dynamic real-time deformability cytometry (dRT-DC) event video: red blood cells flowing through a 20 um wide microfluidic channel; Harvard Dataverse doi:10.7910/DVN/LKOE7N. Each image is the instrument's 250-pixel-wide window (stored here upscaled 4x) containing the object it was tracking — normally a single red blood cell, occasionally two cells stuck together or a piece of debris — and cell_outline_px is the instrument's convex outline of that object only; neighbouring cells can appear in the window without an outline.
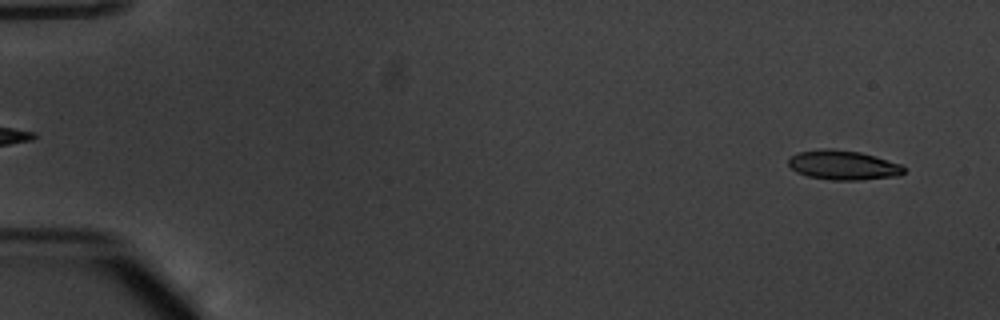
{"species": "common noctule bat (a hibernating species)", "species_latin": "Nyctalus noctula", "temperature_condition": "warm", "stored_images_in_passage": 53, "camera_frame_rate_fps": 3000, "um_per_image_px": 0.085, "animal": {"sex": "male", "body_mass_g": 20.1, "forearm_length_mm": 53.5}, "frame": {"image": 1, "passage_image": 3, "time_ms": 0.667, "image_size_px": [1000, 320], "cell_outline_px": [[904, 172], [900, 176], [860, 180], [832, 180], [808, 176], [796, 172], [788, 164], [788, 160], [792, 156], [800, 152], [820, 148], [832, 148], [860, 152], [876, 156], [900, 164], [904, 168]], "centroid_in_image_um": [71.68, 14.03], "position_along_channel_um": 13.3, "area_um2": 19.88}}
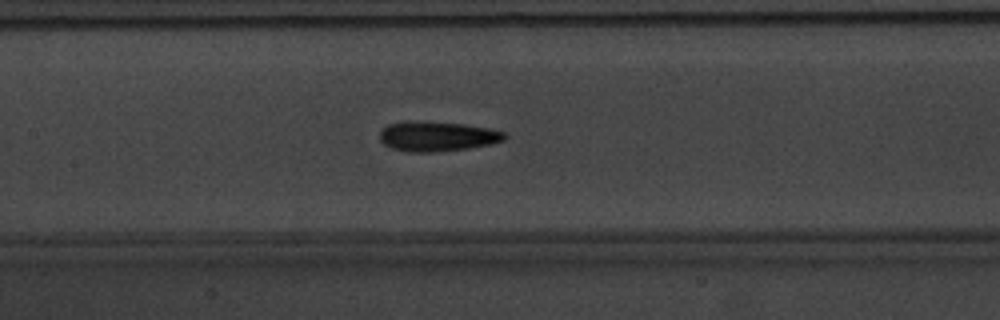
{"frame": {"image": 2, "passage_image": 26, "time_ms": 8.333, "image_size_px": [1000, 320], "cell_outline_px": [[508, 136], [504, 140], [492, 144], [468, 148], [432, 152], [408, 152], [392, 148], [384, 144], [380, 140], [380, 128], [388, 124], [404, 120], [408, 120], [464, 124], [488, 128], [504, 132]], "centroid_in_image_um": [37.13, 11.58], "position_along_channel_um": 170.3, "area_um2": 21.91}}
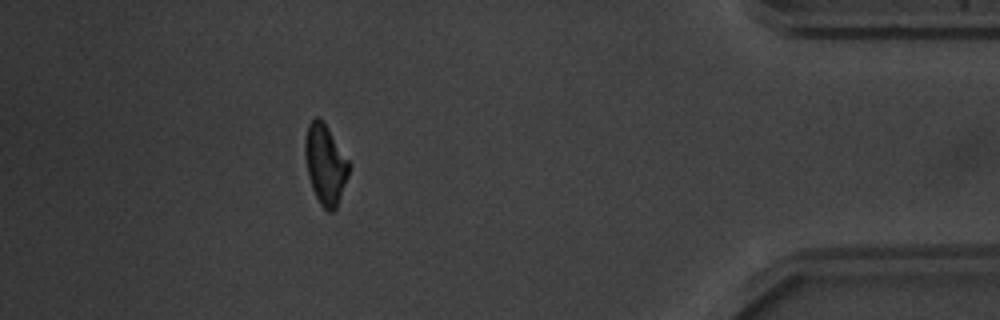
{"frame": {"image": 3, "passage_image": 48, "time_ms": 15.667, "image_size_px": [1000, 320], "cell_outline_px": [[352, 164], [348, 176], [336, 208], [332, 212], [328, 212], [320, 204], [312, 188], [308, 176], [304, 152], [304, 140], [308, 124], [316, 116], [320, 116]], "centroid_in_image_um": [27.66, 13.94], "position_along_channel_um": 407.5, "area_um2": 20.63}, "authors_computed_cell_mechanics": {"area_um2": 20.519, "velocity_mm_per_s": 3.8247, "shape_relaxation_time_tau1_ms": 2.8163, "shape_relaxation_time_tau2_ms": 3.0461, "deformation_change_tau1": 0.1301, "deformation_change_tau2": 0.1198}}